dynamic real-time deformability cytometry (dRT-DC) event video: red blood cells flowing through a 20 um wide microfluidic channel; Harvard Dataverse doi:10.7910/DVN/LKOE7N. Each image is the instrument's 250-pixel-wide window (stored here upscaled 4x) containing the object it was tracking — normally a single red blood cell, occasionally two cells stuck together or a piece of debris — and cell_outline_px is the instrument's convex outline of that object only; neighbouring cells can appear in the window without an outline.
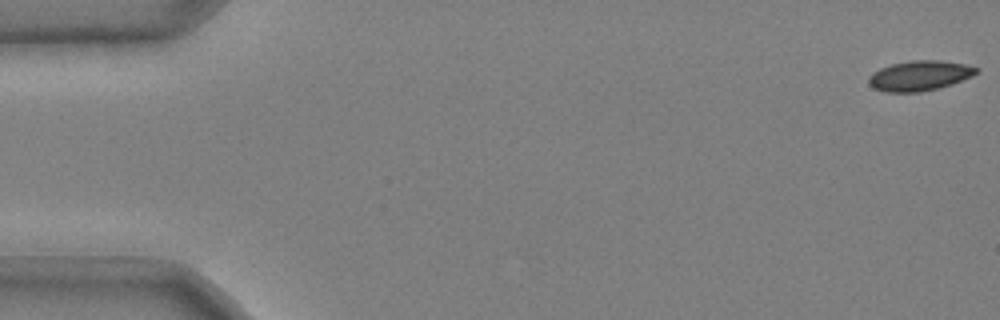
{"species": "common noctule bat (a hibernating species)", "species_latin": "Nyctalus noctula", "temperature_condition": "cold", "stored_images_in_passage": 48, "camera_frame_rate_fps": 3000, "um_per_image_px": 0.085, "animal": {"sex": "male", "body_mass_g": 20.4}, "frame": {"image": 1, "passage_image": 1, "time_ms": 0.0, "image_size_px": [1000, 320], "cell_outline_px": [[980, 68], [972, 76], [952, 84], [920, 92], [884, 92], [868, 84], [868, 76], [872, 72], [880, 68], [892, 64], [912, 60], [940, 60], [964, 64]], "centroid_in_image_um": [78.14, 6.43], "position_along_channel_um": 6.9, "area_um2": 18.79}}
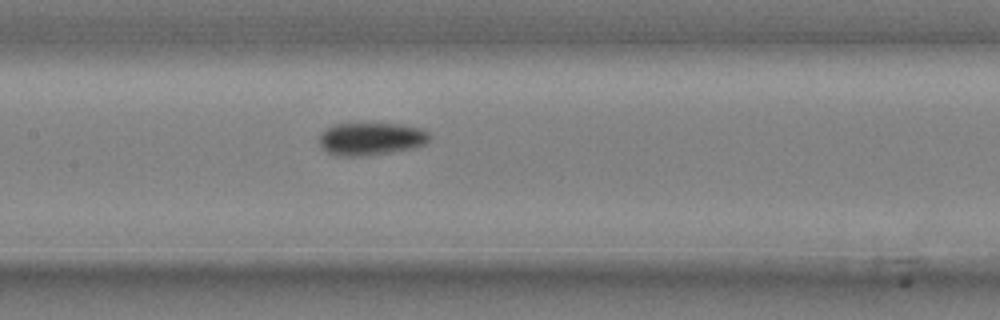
{"frame": {"image": 2, "passage_image": 26, "time_ms": 8.333, "image_size_px": [1000, 320], "cell_outline_px": [[432, 136], [424, 144], [412, 148], [364, 156], [340, 156], [328, 152], [320, 148], [320, 136], [324, 128], [332, 124], [400, 124], [424, 128]], "centroid_in_image_um": [31.53, 11.79], "position_along_channel_um": 175.9, "area_um2": 21.04}}
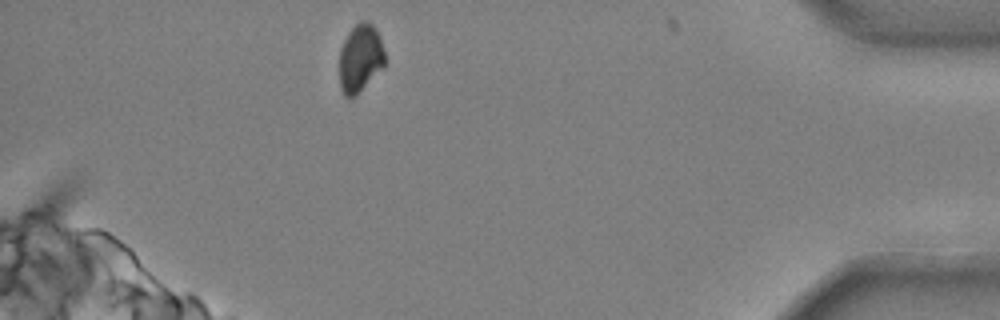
{"frame": {"image": 3, "passage_image": 48, "time_ms": 15.667, "image_size_px": [1000, 320], "cell_outline_px": [[384, 64], [356, 96], [352, 100], [344, 96], [340, 88], [340, 48], [348, 32], [360, 20], [368, 20], [372, 24], [380, 36], [384, 52]], "centroid_in_image_um": [30.59, 4.94], "position_along_channel_um": 404.6, "area_um2": 17.98}, "authors_computed_cell_mechanics": {"area_um2": 19.941, "velocity_mm_per_s": 3.7044, "shape_relaxation_time_tau1_ms": 4.4044, "shape_relaxation_time_tau2_ms": null, "deformation_change_tau1": 0.1032, "deformation_change_tau2": null}}